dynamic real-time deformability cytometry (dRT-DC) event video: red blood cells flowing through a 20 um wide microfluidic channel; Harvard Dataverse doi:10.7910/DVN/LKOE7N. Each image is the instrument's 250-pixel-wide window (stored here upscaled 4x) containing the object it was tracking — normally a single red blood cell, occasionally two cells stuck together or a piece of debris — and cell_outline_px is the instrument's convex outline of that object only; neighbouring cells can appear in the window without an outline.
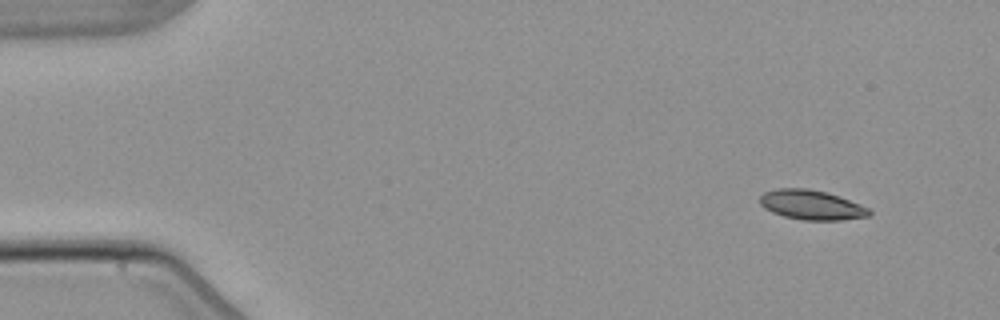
{"species": "common noctule bat (a hibernating species)", "species_latin": "Nyctalus noctula", "temperature_condition": "warm", "stored_images_in_passage": 6, "camera_frame_rate_fps": 3000, "um_per_image_px": 0.085, "animal": {"sex": "male", "body_mass_g": 21.5, "forearm_length_mm": 52.0}, "frame": {"image": 1, "passage_image": 1, "time_ms": 0.0, "image_size_px": [1000, 320], "cell_outline_px": [[872, 216], [840, 220], [800, 220], [784, 216], [772, 212], [764, 208], [760, 204], [760, 196], [764, 192], [776, 188], [808, 188], [828, 192], [860, 204], [868, 208], [872, 212]], "centroid_in_image_um": [68.98, 17.41], "position_along_channel_um": 16.0, "area_um2": 19.07}}
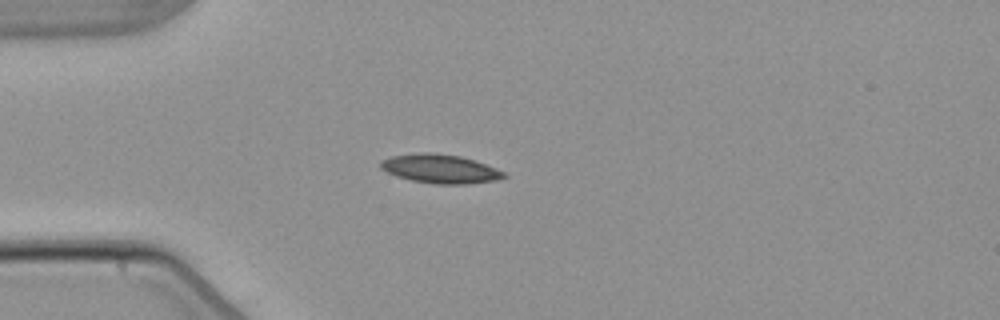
{"frame": {"image": 2, "passage_image": 4, "time_ms": 3.333, "image_size_px": [1000, 320], "cell_outline_px": [[508, 176], [496, 180], [468, 184], [436, 184], [412, 180], [396, 176], [380, 168], [380, 160], [388, 156], [420, 152], [432, 152], [460, 156], [476, 160], [496, 168], [504, 172]], "centroid_in_image_um": [37.4, 14.33], "position_along_channel_um": 47.6, "area_um2": 20.92}}